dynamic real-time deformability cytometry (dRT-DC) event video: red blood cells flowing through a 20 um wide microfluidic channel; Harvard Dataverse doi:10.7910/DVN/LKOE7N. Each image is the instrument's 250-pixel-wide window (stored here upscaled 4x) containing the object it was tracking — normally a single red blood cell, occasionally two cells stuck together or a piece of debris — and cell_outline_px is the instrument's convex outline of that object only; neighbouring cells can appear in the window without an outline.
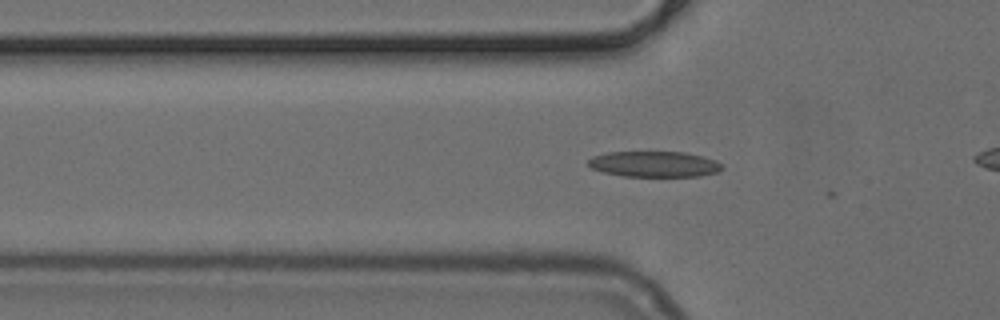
{"species": "common noctule bat (a hibernating species)", "species_latin": "Nyctalus noctula", "temperature_condition": "cold", "stored_images_in_passage": 4, "camera_frame_rate_fps": 3000, "um_per_image_px": 0.085, "animal": {"sex": "female", "body_mass_g": 24.6, "forearm_length_mm": 56.2}, "frame": {"image": 1, "passage_image": 3, "time_ms": 0.667, "image_size_px": [1000, 320], "cell_outline_px": [[724, 168], [720, 172], [700, 176], [624, 176], [600, 172], [592, 168], [588, 164], [588, 160], [592, 156], [608, 152], [684, 152], [704, 156], [716, 160], [724, 164]], "centroid_in_image_um": [55.66, 13.95], "position_along_channel_um": 70.1, "area_um2": 20.35}}